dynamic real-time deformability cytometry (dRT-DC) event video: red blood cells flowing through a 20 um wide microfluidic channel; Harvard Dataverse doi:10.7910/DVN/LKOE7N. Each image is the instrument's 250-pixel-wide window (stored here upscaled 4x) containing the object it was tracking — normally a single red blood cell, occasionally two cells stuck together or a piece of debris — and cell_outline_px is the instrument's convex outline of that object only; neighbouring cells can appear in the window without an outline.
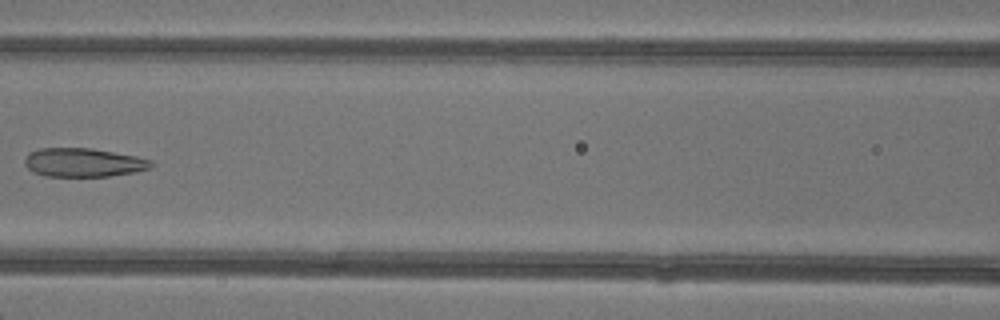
{"species": "common noctule bat (a hibernating species)", "species_latin": "Nyctalus noctula", "temperature_condition": "warm", "stored_images_in_passage": 8, "camera_frame_rate_fps": 3000, "um_per_image_px": 0.085, "animal": {"sex": "female"}, "frame": {"image": 1, "passage_image": 7, "time_ms": 7.0, "image_size_px": [1000, 320], "cell_outline_px": [[152, 164], [148, 168], [136, 172], [108, 176], [44, 176], [32, 172], [24, 164], [24, 160], [28, 152], [40, 148], [92, 148], [136, 156], [152, 160]], "centroid_in_image_um": [7.04, 13.81], "position_along_channel_um": 159.6, "area_um2": 21.21}}
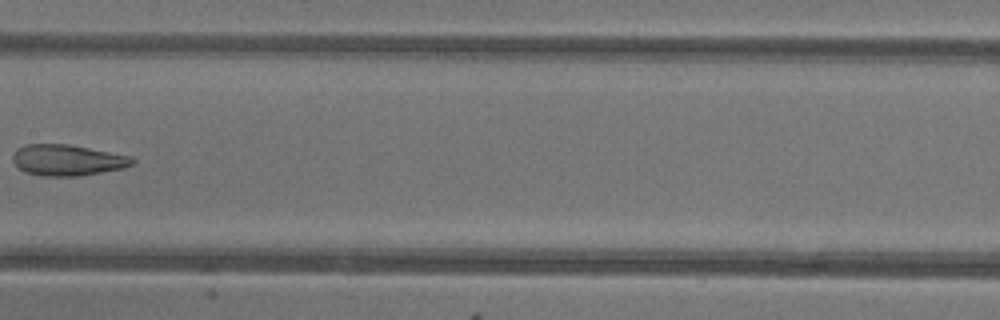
{"frame": {"image": 2, "passage_image": 8, "time_ms": 8.0, "image_size_px": [1000, 320], "cell_outline_px": [[136, 160], [132, 164], [124, 168], [76, 176], [40, 176], [24, 172], [12, 160], [12, 156], [16, 148], [24, 144], [68, 144], [132, 156]], "centroid_in_image_um": [5.71, 13.6], "position_along_channel_um": 201.7, "area_um2": 21.68}}